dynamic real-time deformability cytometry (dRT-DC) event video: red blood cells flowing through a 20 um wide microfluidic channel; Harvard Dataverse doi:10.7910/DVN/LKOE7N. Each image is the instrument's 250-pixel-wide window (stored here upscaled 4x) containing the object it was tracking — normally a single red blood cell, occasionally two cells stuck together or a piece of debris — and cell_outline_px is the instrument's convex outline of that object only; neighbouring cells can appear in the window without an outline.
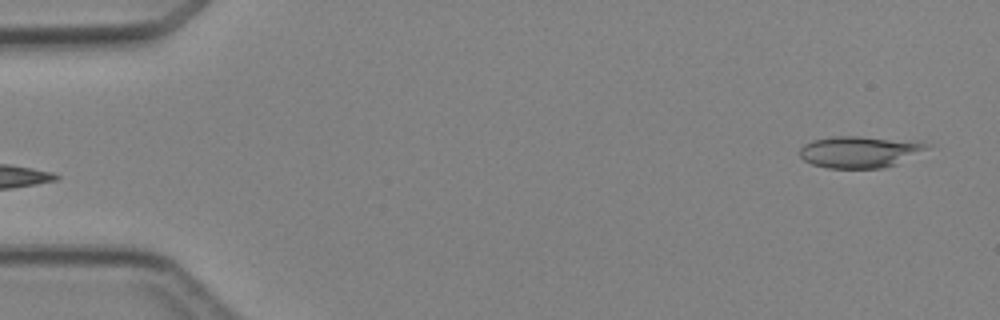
{"species": "Egyptian fruit bat (a non-hibernating species)", "species_latin": "Rousettus aegyptiacus", "temperature_condition": "cold", "stored_images_in_passage": 3, "segment_of_instrument_passage": [2, 2], "camera_frame_rate_fps": 3000, "um_per_image_px": 0.085, "animal": {"sex": "female"}, "frame": {"image": 1, "passage_image": 3, "time_ms": 2.333, "image_size_px": [1000, 320], "cell_outline_px": [[932, 144], [928, 148], [896, 164], [884, 168], [828, 168], [812, 164], [804, 160], [800, 156], [800, 148], [804, 144], [812, 140], [832, 136], [860, 136]], "centroid_in_image_um": [72.99, 12.91], "position_along_channel_um": 12.0, "area_um2": 23.06}}